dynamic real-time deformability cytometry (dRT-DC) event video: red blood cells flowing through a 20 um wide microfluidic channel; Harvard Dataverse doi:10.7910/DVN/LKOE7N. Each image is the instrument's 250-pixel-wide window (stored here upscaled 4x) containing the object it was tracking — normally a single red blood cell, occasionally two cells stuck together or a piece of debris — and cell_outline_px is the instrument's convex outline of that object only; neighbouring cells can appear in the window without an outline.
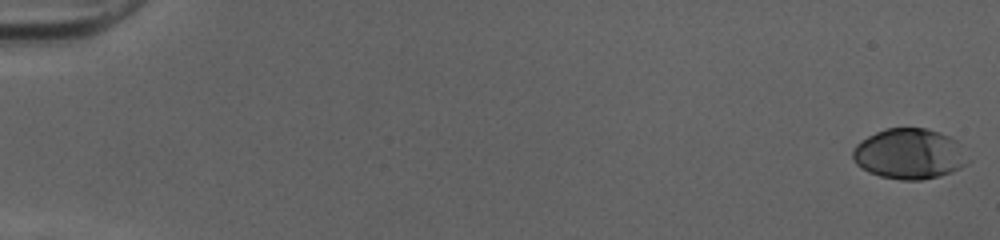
{"species": "human", "species_latin": "Homo sapiens", "temperature_condition": "cold", "stored_images_in_passage": 52, "camera_frame_rate_fps": 3000, "um_per_image_px": 0.085, "donor": {"sex": "female"}, "frame": {"image": 1, "passage_image": 1, "time_ms": 0.0, "image_size_px": [1000, 240], "cell_outline_px": [[972, 160], [968, 164], [952, 172], [940, 176], [920, 180], [900, 180], [880, 176], [868, 172], [860, 168], [852, 160], [852, 148], [856, 144], [868, 136], [876, 132], [888, 128], [928, 128], [940, 132], [956, 140]], "centroid_in_image_um": [77.31, 13.09], "position_along_channel_um": 7.7, "area_um2": 34.33}}
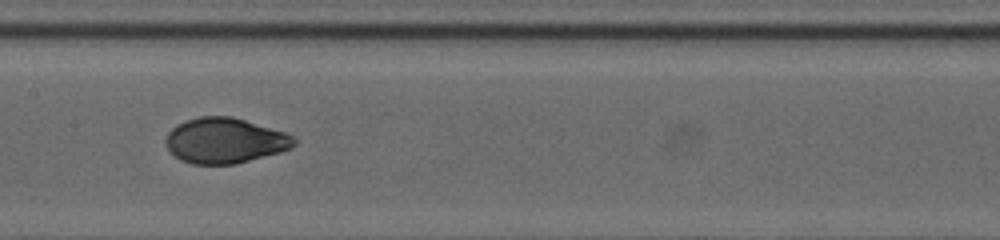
{"frame": {"image": 2, "passage_image": 28, "time_ms": 9.0, "image_size_px": [1000, 240], "cell_outline_px": [[296, 144], [292, 148], [280, 152], [236, 164], [192, 164], [180, 160], [168, 148], [164, 140], [168, 132], [176, 124], [200, 116], [232, 116], [288, 132], [296, 140]], "centroid_in_image_um": [19.14, 11.94], "position_along_channel_um": 188.3, "area_um2": 34.16}}
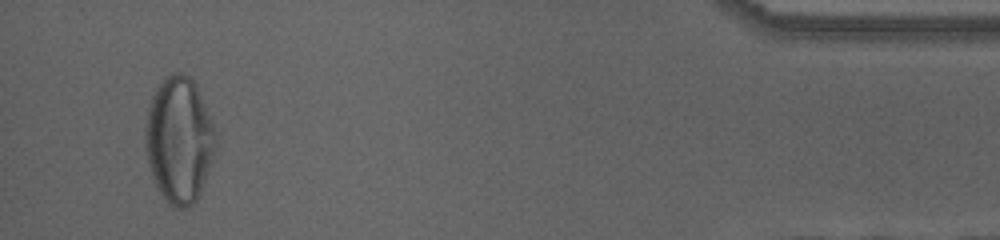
{"frame": {"image": 3, "passage_image": 50, "time_ms": 16.333, "image_size_px": [1000, 240], "cell_outline_px": [[216, 148], [208, 172], [200, 192], [196, 200], [192, 204], [184, 208], [172, 208], [168, 204], [160, 192], [152, 176], [148, 164], [144, 144], [144, 128], [148, 104], [160, 80], [164, 76], [172, 72], [180, 72], [188, 76], [196, 84], [212, 124], [216, 144]], "centroid_in_image_um": [15.18, 11.88], "position_along_channel_um": 420.0, "area_um2": 51.79}, "authors_computed_cell_mechanics": {"area_um2": 33.9575, "velocity_mm_per_s": 4.048, "shape_relaxation_time_tau1_ms": 4.2084, "shape_relaxation_time_tau2_ms": 0.7795, "deformation_change_tau1": 0.1959, "deformation_change_tau2": 0.036}}